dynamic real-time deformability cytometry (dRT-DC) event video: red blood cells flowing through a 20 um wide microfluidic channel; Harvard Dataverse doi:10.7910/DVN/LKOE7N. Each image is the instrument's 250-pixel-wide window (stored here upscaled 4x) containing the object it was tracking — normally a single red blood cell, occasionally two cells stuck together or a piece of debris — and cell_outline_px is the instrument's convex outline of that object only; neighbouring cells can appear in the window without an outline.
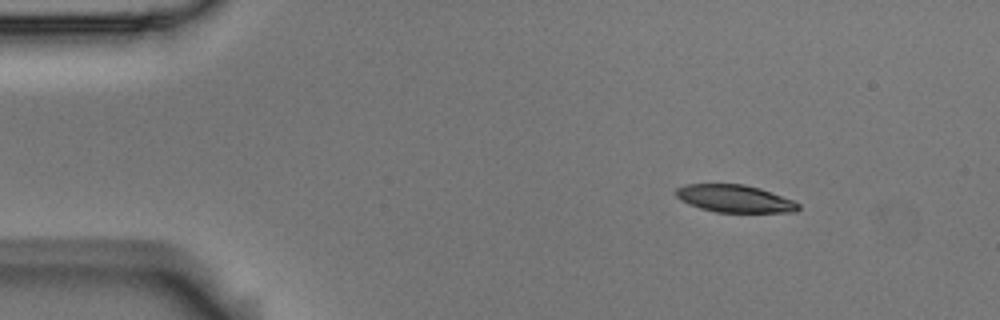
{"species": "Egyptian fruit bat (a non-hibernating species)", "species_latin": "Rousettus aegyptiacus", "temperature_condition": "room temperature", "stored_images_in_passage": 4, "camera_frame_rate_fps": 3000, "um_per_image_px": 0.085, "animal": {"sex": "male"}, "frame": {"image": 1, "passage_image": 2, "time_ms": 0.333, "image_size_px": [1000, 320], "cell_outline_px": [[800, 208], [796, 212], [716, 212], [700, 208], [688, 204], [680, 200], [676, 196], [676, 188], [688, 184], [744, 184], [760, 188], [792, 200], [800, 204]], "centroid_in_image_um": [62.44, 16.88], "position_along_channel_um": 22.6, "area_um2": 19.54}}
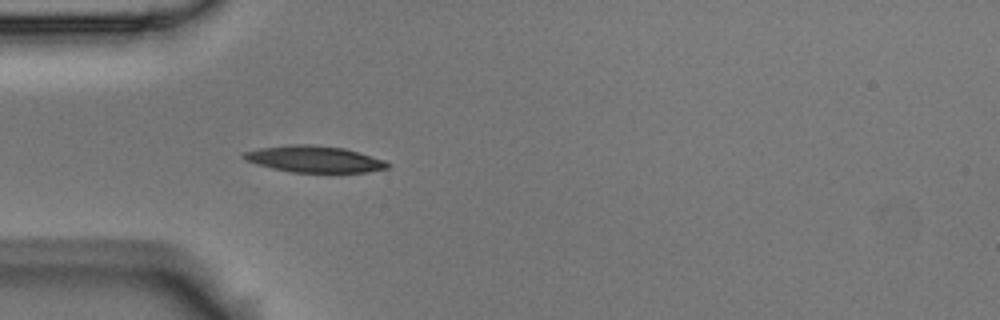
{"frame": {"image": 2, "passage_image": 4, "time_ms": 1.0, "image_size_px": [1000, 320], "cell_outline_px": [[392, 164], [388, 168], [368, 172], [288, 172], [272, 168], [248, 160], [240, 156], [244, 152], [260, 148], [292, 144], [308, 144], [344, 148], [384, 160]], "centroid_in_image_um": [26.74, 13.52], "position_along_channel_um": 58.3, "area_um2": 21.96}}